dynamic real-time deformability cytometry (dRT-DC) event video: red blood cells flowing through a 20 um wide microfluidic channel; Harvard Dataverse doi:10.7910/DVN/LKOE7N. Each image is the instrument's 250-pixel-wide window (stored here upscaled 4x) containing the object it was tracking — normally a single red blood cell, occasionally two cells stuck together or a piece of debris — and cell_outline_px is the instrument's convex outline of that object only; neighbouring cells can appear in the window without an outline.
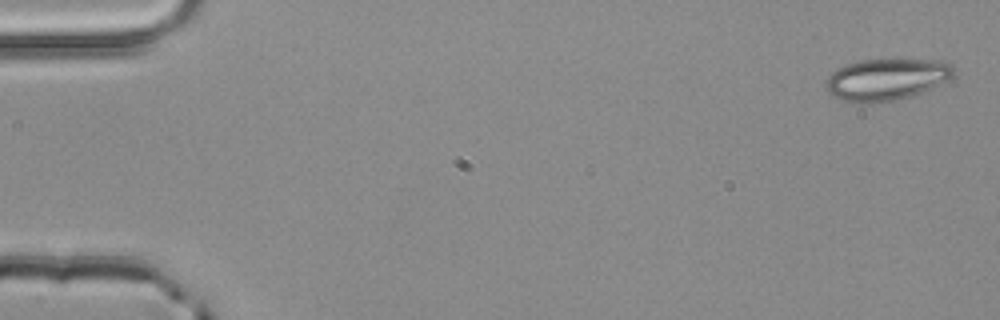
{"species": "common noctule bat (a hibernating species)", "species_latin": "Nyctalus noctula", "temperature_condition": "room temperature", "stored_images_in_passage": 5, "camera_frame_rate_fps": 3000, "um_per_image_px": 0.085, "animal": {"sex": "male", "body_mass_g": 20.4}, "frame": {"image": 1, "passage_image": 1, "time_ms": 0.0, "image_size_px": [1000, 320], "cell_outline_px": [[956, 72], [948, 80], [932, 88], [912, 96], [892, 100], [868, 104], [856, 104], [832, 96], [828, 92], [828, 76], [836, 68], [844, 64], [860, 60], [940, 60], [952, 64], [956, 68]], "centroid_in_image_um": [75.37, 6.75], "position_along_channel_um": 9.6, "area_um2": 31.21}}
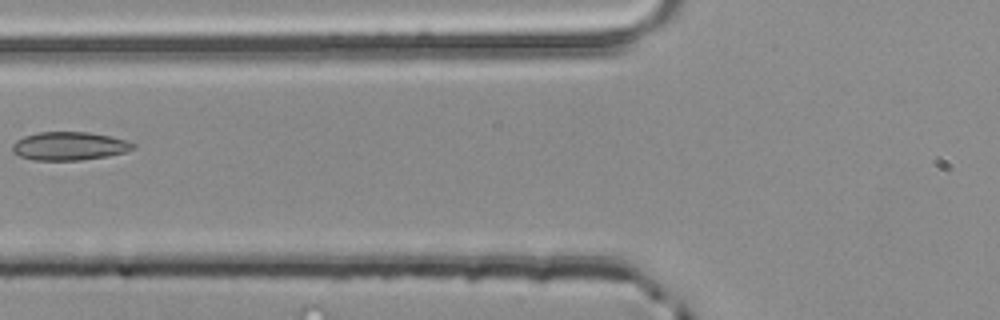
{"frame": {"image": 2, "passage_image": 5, "time_ms": 1.333, "image_size_px": [1000, 320], "cell_outline_px": [[136, 148], [124, 152], [104, 156], [80, 160], [32, 160], [20, 156], [12, 152], [12, 144], [16, 140], [24, 136], [40, 132], [88, 132], [128, 140], [136, 144]], "centroid_in_image_um": [5.87, 12.41], "position_along_channel_um": 119.9, "area_um2": 19.88}}